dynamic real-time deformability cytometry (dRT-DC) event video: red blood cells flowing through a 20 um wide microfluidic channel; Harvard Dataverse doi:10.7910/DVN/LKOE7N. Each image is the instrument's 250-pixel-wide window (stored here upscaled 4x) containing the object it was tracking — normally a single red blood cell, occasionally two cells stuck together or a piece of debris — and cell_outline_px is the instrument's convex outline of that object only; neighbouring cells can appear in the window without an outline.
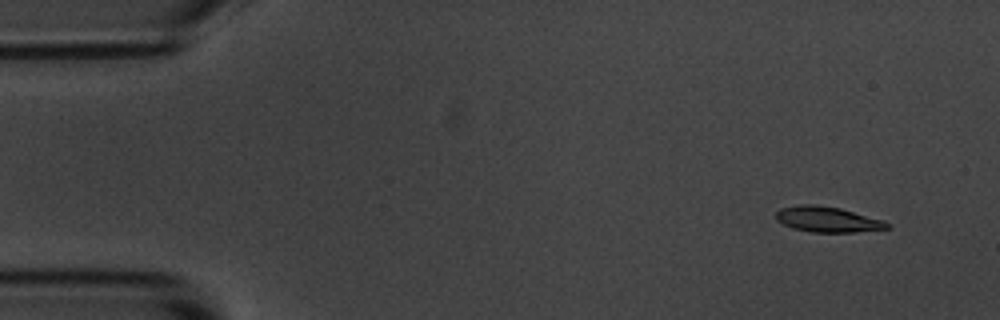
{"species": "common noctule bat (a hibernating species)", "species_latin": "Nyctalus noctula", "temperature_condition": "room temperature", "stored_images_in_passage": 4, "camera_frame_rate_fps": 3000, "um_per_image_px": 0.085, "animal": {"sex": "male", "body_mass_g": 20.1, "forearm_length_mm": 53.5}, "frame": {"image": 1, "passage_image": 1, "time_ms": 0.0, "image_size_px": [1000, 320], "cell_outline_px": [[892, 228], [856, 232], [812, 232], [792, 228], [776, 220], [776, 212], [780, 208], [800, 204], [812, 204], [840, 208], [884, 220], [892, 224]], "centroid_in_image_um": [70.38, 18.65], "position_along_channel_um": 14.6, "area_um2": 16.65}}
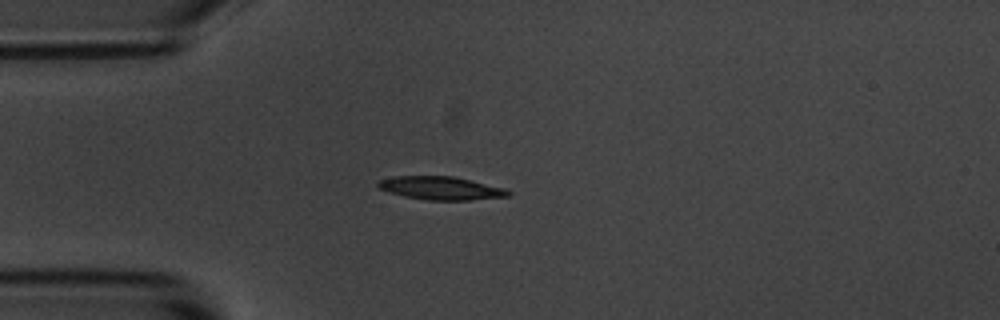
{"frame": {"image": 2, "passage_image": 4, "time_ms": 3.333, "image_size_px": [1000, 320], "cell_outline_px": [[512, 192], [508, 196], [468, 200], [428, 200], [404, 196], [388, 192], [380, 188], [376, 184], [380, 180], [392, 176], [452, 176], [504, 188]], "centroid_in_image_um": [37.44, 15.99], "position_along_channel_um": 47.6, "area_um2": 17.4}}